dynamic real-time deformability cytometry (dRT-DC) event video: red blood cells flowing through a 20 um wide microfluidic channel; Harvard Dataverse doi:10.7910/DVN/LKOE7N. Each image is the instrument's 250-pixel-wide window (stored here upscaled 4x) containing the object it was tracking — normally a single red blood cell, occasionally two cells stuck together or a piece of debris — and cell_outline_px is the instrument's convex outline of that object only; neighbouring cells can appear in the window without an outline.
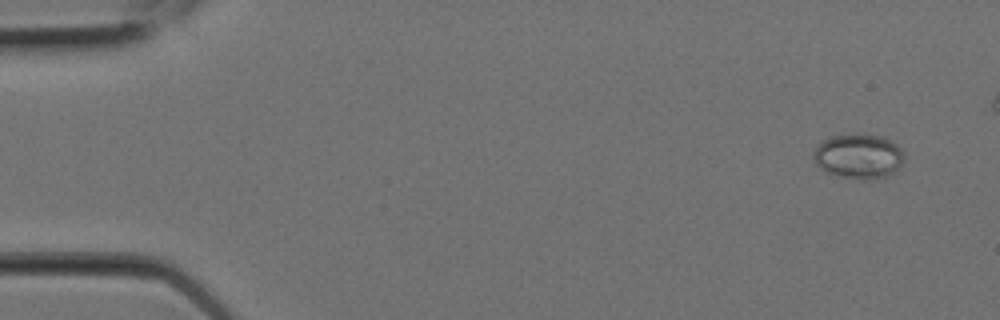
{"species": "Egyptian fruit bat (a non-hibernating species)", "species_latin": "Rousettus aegyptiacus", "temperature_condition": "room temperature", "stored_images_in_passage": 9, "camera_frame_rate_fps": 3000, "um_per_image_px": 0.085, "animal": {"sex": "female"}, "frame": {"image": 1, "passage_image": 2, "time_ms": 0.333, "image_size_px": [1000, 320], "cell_outline_px": [[904, 156], [900, 168], [884, 176], [864, 180], [860, 180], [828, 172], [820, 168], [816, 164], [812, 156], [816, 144], [832, 136], [880, 136], [892, 140], [904, 152]], "centroid_in_image_um": [72.97, 13.29], "position_along_channel_um": 12.0, "area_um2": 23.12}}
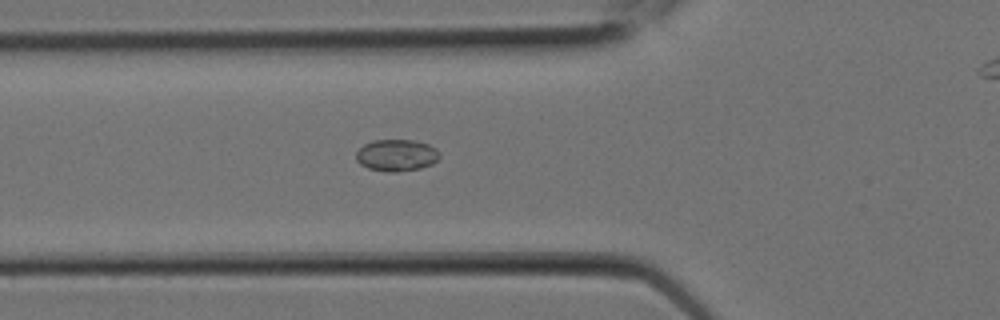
{"frame": {"image": 2, "passage_image": 8, "time_ms": 2.333, "image_size_px": [1000, 320], "cell_outline_px": [[440, 156], [432, 164], [420, 168], [396, 172], [388, 172], [368, 168], [360, 164], [356, 160], [356, 152], [364, 144], [372, 140], [412, 140], [428, 144], [436, 148], [440, 152]], "centroid_in_image_um": [33.7, 13.19], "position_along_channel_um": 92.1, "area_um2": 15.49}}